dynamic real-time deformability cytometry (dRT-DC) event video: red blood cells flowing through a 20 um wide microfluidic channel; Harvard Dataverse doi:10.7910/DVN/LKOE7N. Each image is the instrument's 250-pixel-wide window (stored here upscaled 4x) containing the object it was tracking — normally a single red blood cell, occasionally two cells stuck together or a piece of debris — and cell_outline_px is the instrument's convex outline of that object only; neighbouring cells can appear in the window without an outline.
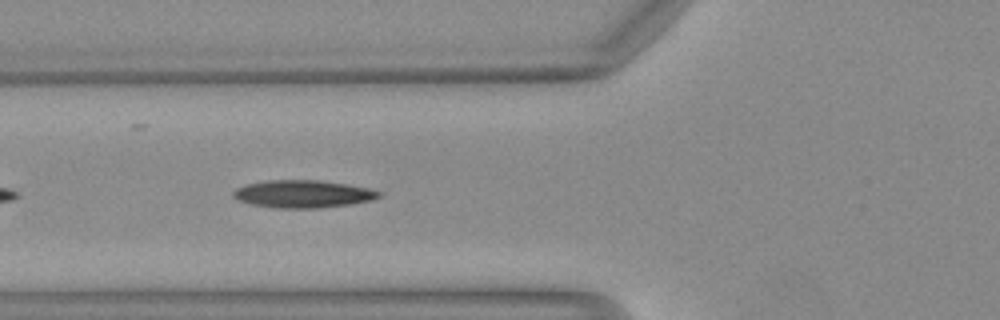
{"species": "Egyptian fruit bat (a non-hibernating species)", "species_latin": "Rousettus aegyptiacus", "temperature_condition": "warm", "stored_images_in_passage": 29, "camera_frame_rate_fps": 3000, "um_per_image_px": 0.085, "animal": {"sex": "female"}, "frame": {"image": 1, "passage_image": 5, "time_ms": 1.333, "image_size_px": [1000, 320], "cell_outline_px": [[380, 196], [372, 200], [352, 204], [320, 208], [276, 208], [248, 204], [236, 200], [232, 196], [232, 192], [236, 188], [244, 184], [268, 180], [320, 180], [348, 184], [368, 188], [380, 192]], "centroid_in_image_um": [25.69, 16.49], "position_along_channel_um": 100.1, "area_um2": 23.7}, "authors_computed_cell_mechanics": {"area_um2": 23.12, "velocity_mm_per_s": 4.1488, "shape_relaxation_time_tau1_ms": 8.5508, "shape_relaxation_time_tau2_ms": 3.5274, "deformation_change_tau1": 0.2332, "deformation_change_tau2": 0.1097}}